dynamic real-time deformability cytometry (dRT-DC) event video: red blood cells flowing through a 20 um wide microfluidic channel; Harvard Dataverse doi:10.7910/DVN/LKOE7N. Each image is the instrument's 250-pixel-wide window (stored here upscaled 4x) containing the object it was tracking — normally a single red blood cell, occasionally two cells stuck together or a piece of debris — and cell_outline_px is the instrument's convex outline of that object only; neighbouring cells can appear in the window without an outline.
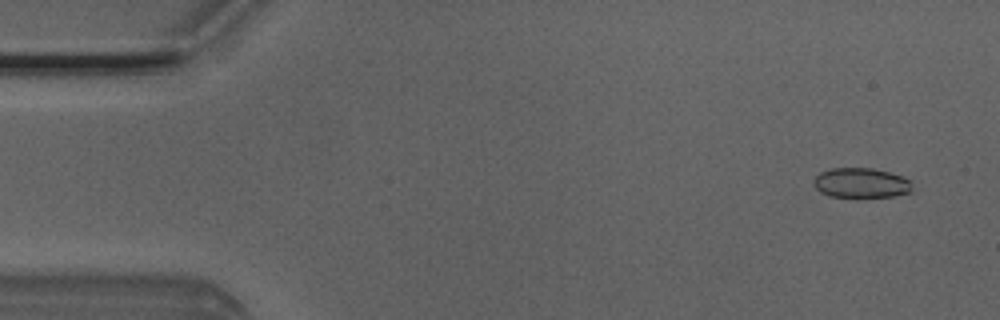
{"species": "Egyptian fruit bat (a non-hibernating species)", "species_latin": "Rousettus aegyptiacus", "temperature_condition": "room temperature", "stored_images_in_passage": 4, "camera_frame_rate_fps": 3000, "um_per_image_px": 0.085, "animal": {"sex": "male"}, "frame": {"image": 1, "passage_image": 1, "time_ms": 0.0, "image_size_px": [1000, 320], "cell_outline_px": [[912, 192], [896, 196], [856, 200], [828, 196], [820, 192], [812, 184], [812, 180], [820, 172], [832, 168], [872, 168], [888, 172], [912, 180]], "centroid_in_image_um": [73.18, 15.61], "position_along_channel_um": 11.8, "area_um2": 18.15}}